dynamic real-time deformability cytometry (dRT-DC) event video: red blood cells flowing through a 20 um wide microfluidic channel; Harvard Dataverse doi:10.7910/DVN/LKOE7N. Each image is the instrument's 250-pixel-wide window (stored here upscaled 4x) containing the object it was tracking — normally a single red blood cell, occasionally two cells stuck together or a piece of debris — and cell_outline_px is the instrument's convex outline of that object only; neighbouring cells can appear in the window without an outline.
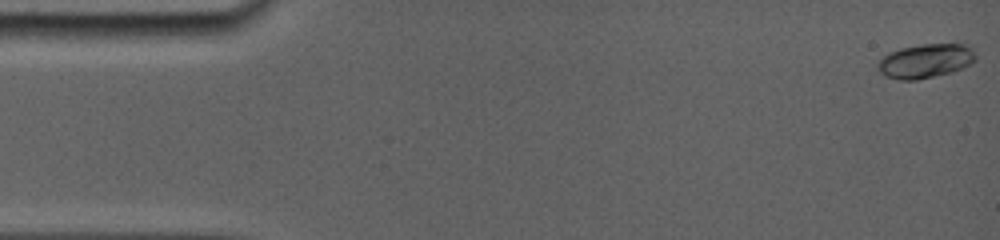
{"species": "common noctule bat (a hibernating species)", "species_latin": "Nyctalus noctula", "temperature_condition": "room temperature", "stored_images_in_passage": 38, "camera_frame_rate_fps": 5000, "um_per_image_px": 0.085, "animal": {"sex": "female", "body_mass_g": 19.0, "forearm_length_mm": 56.7}, "frame": {"image": 1, "passage_image": 1, "time_ms": 0.0, "image_size_px": [1000, 240], "cell_outline_px": [[976, 60], [964, 68], [952, 72], [916, 80], [900, 80], [884, 76], [876, 68], [876, 64], [888, 52], [900, 48], [920, 44], [968, 44], [972, 48], [976, 56]], "centroid_in_image_um": [78.66, 5.18], "position_along_channel_um": 6.3, "area_um2": 19.71}}
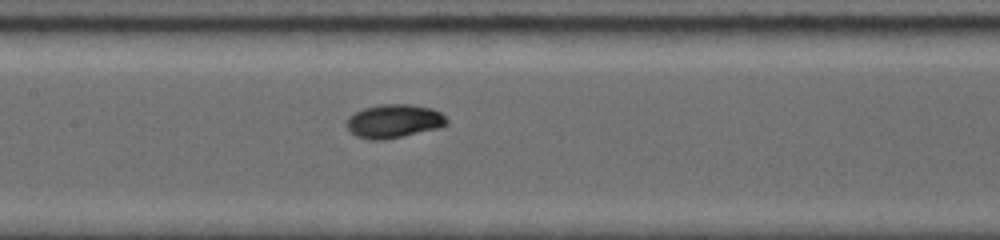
{"frame": {"image": 2, "passage_image": 19, "time_ms": 7.8, "image_size_px": [1000, 240], "cell_outline_px": [[448, 124], [436, 128], [400, 136], [376, 140], [360, 136], [352, 132], [348, 128], [348, 120], [356, 112], [364, 108], [380, 104], [408, 104], [432, 108], [440, 112], [448, 120]], "centroid_in_image_um": [33.53, 10.26], "position_along_channel_um": 173.9, "area_um2": 18.84}}
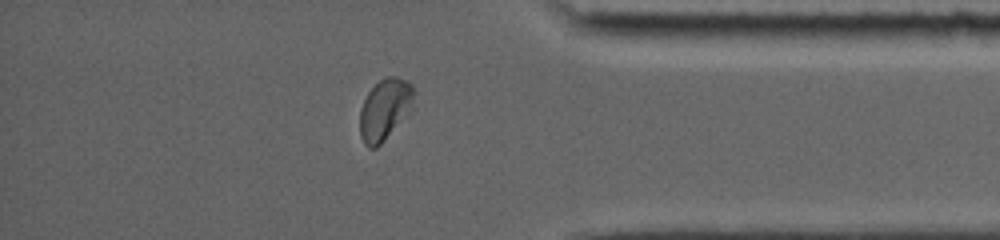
{"frame": {"image": 3, "passage_image": 33, "time_ms": 14.0, "image_size_px": [1000, 240], "cell_outline_px": [[412, 112], [376, 148], [368, 148], [364, 144], [360, 136], [360, 108], [368, 92], [380, 80], [388, 76], [396, 76], [412, 84]], "centroid_in_image_um": [32.7, 9.33], "position_along_channel_um": 402.5, "area_um2": 19.25}, "authors_computed_cell_mechanics": {"area_um2": 18.6694, "velocity_mm_per_s": 3.8041, "shape_relaxation_time_tau1_ms": 3.3424, "shape_relaxation_time_tau2_ms": 1.2786, "deformation_change_tau1": 0.1343, "deformation_change_tau2": 0.0248}}